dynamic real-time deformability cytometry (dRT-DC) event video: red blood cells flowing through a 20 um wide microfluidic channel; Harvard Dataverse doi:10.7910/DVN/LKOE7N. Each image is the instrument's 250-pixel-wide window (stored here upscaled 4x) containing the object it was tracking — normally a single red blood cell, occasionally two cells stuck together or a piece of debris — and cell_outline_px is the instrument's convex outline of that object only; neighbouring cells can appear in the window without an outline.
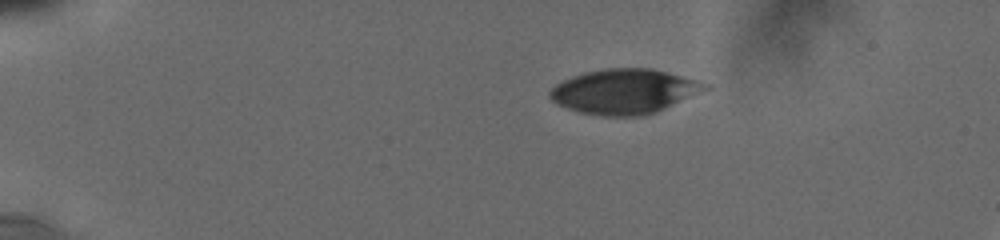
{"species": "human", "species_latin": "Homo sapiens", "temperature_condition": "cold", "stored_images_in_passage": 24, "camera_frame_rate_fps": 3000, "um_per_image_px": 0.085, "donor": {"sex": "male"}, "frame": {"image": 1, "passage_image": 1, "time_ms": 0.0, "image_size_px": [1000, 240], "cell_outline_px": [[712, 88], [704, 92], [656, 112], [644, 116], [604, 116], [580, 112], [556, 104], [548, 96], [548, 92], [556, 84], [572, 76], [584, 72], [608, 68], [652, 68], [700, 80], [712, 84]], "centroid_in_image_um": [53.14, 7.77], "position_along_channel_um": 31.9, "area_um2": 40.98}}
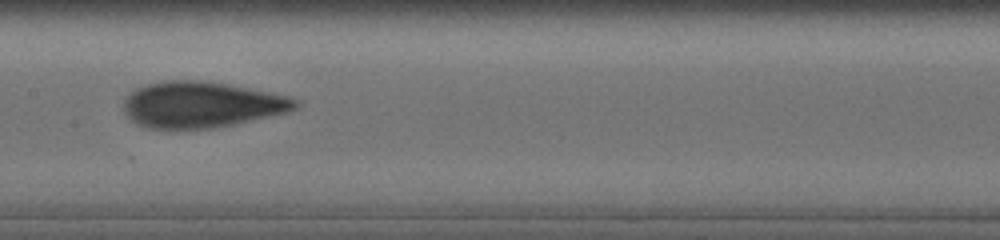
{"frame": {"image": 2, "passage_image": 11, "time_ms": 6.333, "image_size_px": [1000, 240], "cell_outline_px": [[300, 104], [296, 108], [288, 112], [216, 128], [148, 128], [136, 124], [124, 112], [124, 100], [136, 88], [148, 84], [168, 80], [196, 80], [228, 84], [288, 96], [300, 100]], "centroid_in_image_um": [17.14, 8.9], "position_along_channel_um": 190.3, "area_um2": 45.78}}
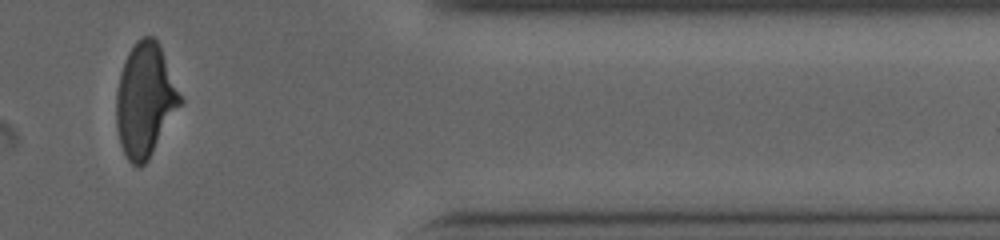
{"frame": {"image": 3, "passage_image": 21, "time_ms": 12.333, "image_size_px": [1000, 240], "cell_outline_px": [[184, 100], [148, 160], [140, 168], [136, 168], [128, 160], [120, 144], [116, 128], [116, 92], [120, 72], [124, 60], [128, 52], [136, 40], [144, 36], [152, 36], [160, 44]], "centroid_in_image_um": [12.33, 8.5], "position_along_channel_um": 399.1, "area_um2": 42.71}, "authors_computed_cell_mechanics": {"area_um2": 43.7546, "velocity_mm_per_s": 3.8126, "shape_relaxation_time_tau1_ms": 6.146, "shape_relaxation_time_tau2_ms": 1.4269, "deformation_change_tau1": 0.1592, "deformation_change_tau2": 0.068}}